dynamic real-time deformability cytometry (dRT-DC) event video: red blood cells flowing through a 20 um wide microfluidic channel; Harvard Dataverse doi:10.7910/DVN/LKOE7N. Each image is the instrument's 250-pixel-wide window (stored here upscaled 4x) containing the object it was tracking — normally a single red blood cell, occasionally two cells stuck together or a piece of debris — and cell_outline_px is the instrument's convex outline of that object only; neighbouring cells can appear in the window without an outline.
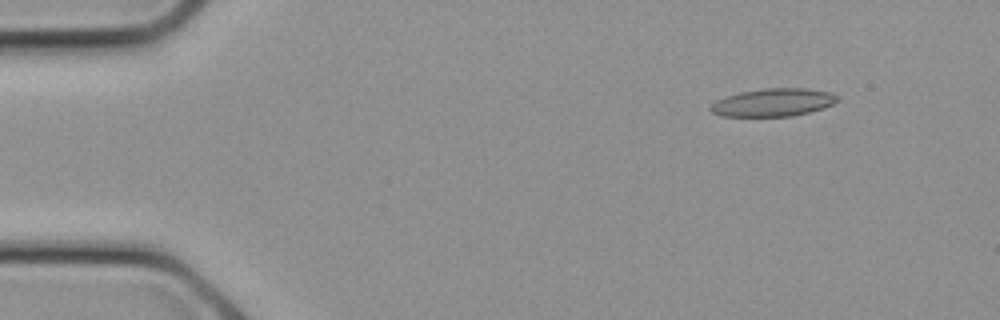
{"species": "common noctule bat (a hibernating species)", "species_latin": "Nyctalus noctula", "temperature_condition": "cold", "stored_images_in_passage": 7, "camera_frame_rate_fps": 3000, "um_per_image_px": 0.085, "animal": {"sex": "female", "body_mass_g": 21.9}, "frame": {"image": 1, "passage_image": 1, "time_ms": 0.0, "image_size_px": [1000, 320], "cell_outline_px": [[840, 100], [824, 108], [792, 116], [720, 116], [712, 112], [708, 108], [716, 100], [724, 96], [740, 92], [764, 88], [808, 88], [832, 92], [840, 96]], "centroid_in_image_um": [65.74, 8.69], "position_along_channel_um": 19.3, "area_um2": 20.87}}
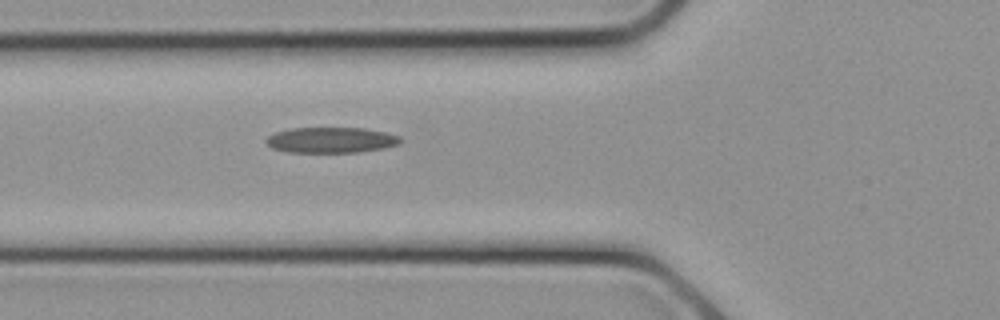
{"frame": {"image": 2, "passage_image": 7, "time_ms": 2.0, "image_size_px": [1000, 320], "cell_outline_px": [[400, 144], [384, 148], [356, 152], [288, 152], [272, 148], [264, 140], [268, 136], [276, 132], [292, 128], [364, 128], [384, 132], [400, 136]], "centroid_in_image_um": [28.13, 11.9], "position_along_channel_um": 97.7, "area_um2": 19.94}}